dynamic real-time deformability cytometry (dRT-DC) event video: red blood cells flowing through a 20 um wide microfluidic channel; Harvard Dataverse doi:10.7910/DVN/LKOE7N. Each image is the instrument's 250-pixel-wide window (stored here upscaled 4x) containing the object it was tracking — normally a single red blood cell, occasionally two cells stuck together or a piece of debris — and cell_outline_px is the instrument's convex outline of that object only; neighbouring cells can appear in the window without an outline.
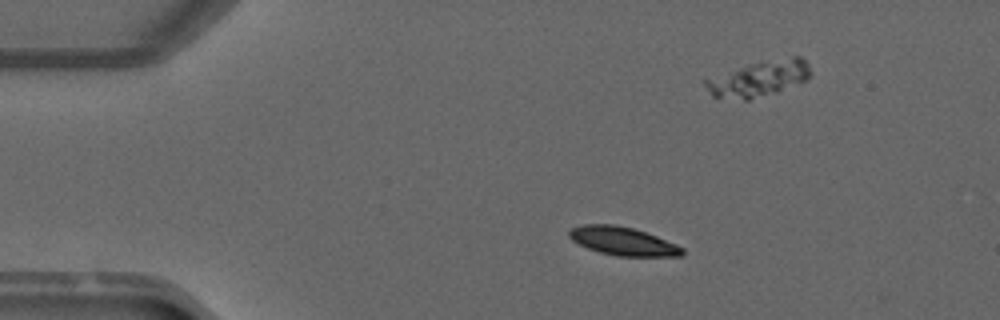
{"species": "common noctule bat (a hibernating species)", "species_latin": "Nyctalus noctula", "temperature_condition": "warm", "stored_images_in_passage": 9, "camera_frame_rate_fps": 3000, "um_per_image_px": 0.085, "animal": {"sex": "male", "forearm_length_mm": 52.5}, "frame": {"image": 1, "passage_image": 1, "time_ms": 0.0, "image_size_px": [1000, 320], "cell_outline_px": [[684, 256], [616, 256], [600, 252], [588, 248], [572, 240], [568, 236], [568, 232], [572, 228], [580, 224], [616, 224], [632, 228], [656, 236], [676, 244], [684, 248]], "centroid_in_image_um": [52.94, 20.49], "position_along_channel_um": 32.1, "area_um2": 18.67}}